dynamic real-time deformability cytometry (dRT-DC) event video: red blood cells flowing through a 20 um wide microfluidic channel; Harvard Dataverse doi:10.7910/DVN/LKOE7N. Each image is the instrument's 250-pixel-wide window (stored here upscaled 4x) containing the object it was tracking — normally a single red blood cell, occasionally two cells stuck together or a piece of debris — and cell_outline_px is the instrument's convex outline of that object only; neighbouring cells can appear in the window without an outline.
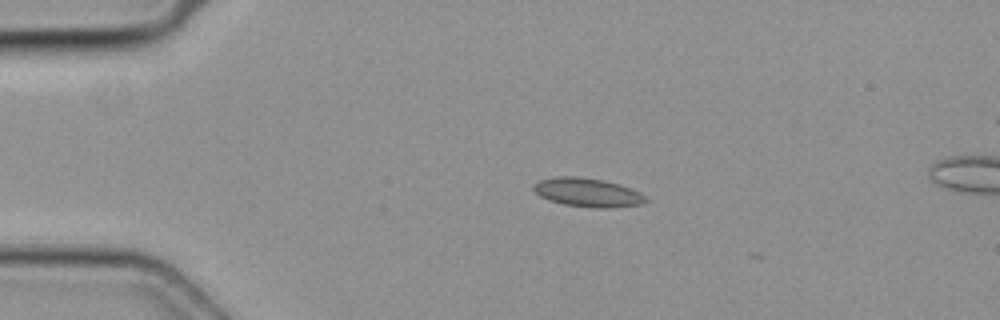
{"species": "common noctule bat (a hibernating species)", "species_latin": "Nyctalus noctula", "temperature_condition": "cold", "stored_images_in_passage": 5, "camera_frame_rate_fps": 3000, "um_per_image_px": 0.085, "animal": {"sex": "female", "body_mass_g": 19.3, "forearm_length_mm": 54.1}, "frame": {"image": 1, "passage_image": 3, "time_ms": 0.667, "image_size_px": [1000, 320], "cell_outline_px": [[648, 200], [644, 204], [612, 208], [588, 208], [564, 204], [548, 200], [540, 196], [532, 188], [532, 184], [540, 180], [556, 176], [576, 176], [604, 180], [620, 184], [640, 192]], "centroid_in_image_um": [49.95, 16.36], "position_along_channel_um": 35.1, "area_um2": 19.07}}